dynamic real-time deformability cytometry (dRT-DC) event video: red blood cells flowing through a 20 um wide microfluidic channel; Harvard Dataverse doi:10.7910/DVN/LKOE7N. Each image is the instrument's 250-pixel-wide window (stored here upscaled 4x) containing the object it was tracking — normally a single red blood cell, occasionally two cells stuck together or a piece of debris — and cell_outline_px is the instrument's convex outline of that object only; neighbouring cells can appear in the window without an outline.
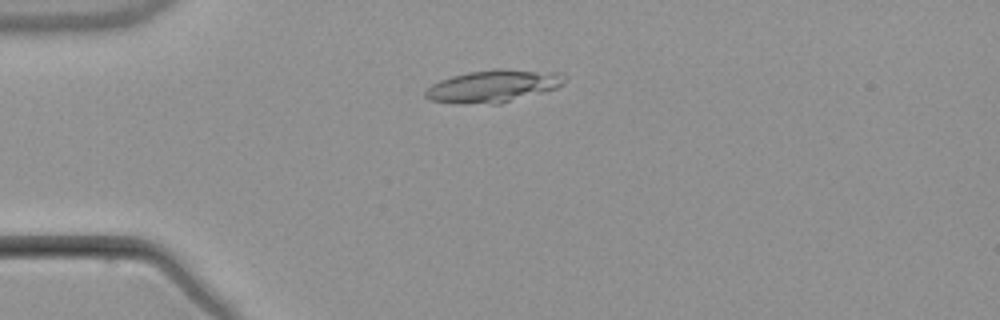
{"species": "common noctule bat (a hibernating species)", "species_latin": "Nyctalus noctula", "temperature_condition": "warm", "stored_images_in_passage": 5, "camera_frame_rate_fps": 3000, "um_per_image_px": 0.085, "animal": {"sex": "male", "body_mass_g": 21.5, "forearm_length_mm": 52.0}, "frame": {"image": 1, "passage_image": 4, "time_ms": 4.333, "image_size_px": [1000, 320], "cell_outline_px": [[568, 76], [564, 84], [556, 88], [500, 104], [460, 104], [432, 100], [424, 96], [424, 92], [432, 84], [440, 80], [452, 76], [468, 72], [496, 68], [504, 68], [564, 72]], "centroid_in_image_um": [41.99, 7.3], "position_along_channel_um": 43.0, "area_um2": 26.76}}